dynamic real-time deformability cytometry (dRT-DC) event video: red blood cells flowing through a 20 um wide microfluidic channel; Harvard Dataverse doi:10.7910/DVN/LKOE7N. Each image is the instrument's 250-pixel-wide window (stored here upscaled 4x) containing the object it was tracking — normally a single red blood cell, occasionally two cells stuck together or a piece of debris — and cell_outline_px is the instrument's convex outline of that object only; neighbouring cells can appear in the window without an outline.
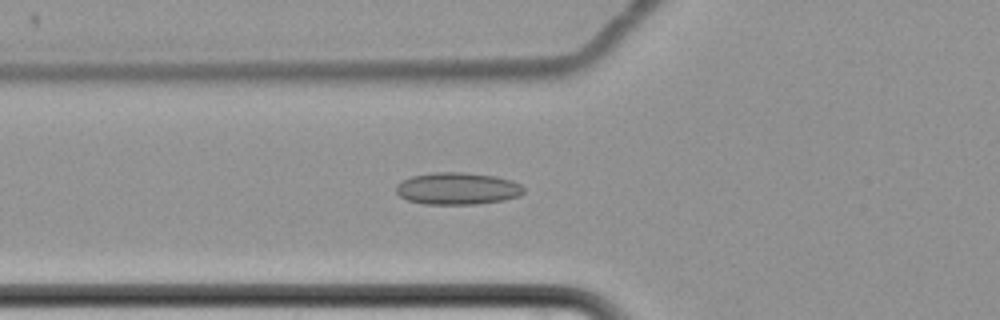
{"species": "common noctule bat (a hibernating species)", "species_latin": "Nyctalus noctula", "temperature_condition": "cold", "stored_images_in_passage": 7, "camera_frame_rate_fps": 3000, "um_per_image_px": 0.085, "animal": {"sex": "female", "body_mass_g": 22.7, "forearm_length_mm": 54.2}, "frame": {"image": 1, "passage_image": 7, "time_ms": 8.0, "image_size_px": [1000, 320], "cell_outline_px": [[524, 192], [520, 196], [504, 200], [476, 204], [424, 204], [408, 200], [400, 196], [396, 192], [396, 184], [412, 176], [432, 172], [464, 172], [496, 176], [512, 180], [520, 184], [524, 188]], "centroid_in_image_um": [38.9, 16.02], "position_along_channel_um": 86.9, "area_um2": 23.99}}